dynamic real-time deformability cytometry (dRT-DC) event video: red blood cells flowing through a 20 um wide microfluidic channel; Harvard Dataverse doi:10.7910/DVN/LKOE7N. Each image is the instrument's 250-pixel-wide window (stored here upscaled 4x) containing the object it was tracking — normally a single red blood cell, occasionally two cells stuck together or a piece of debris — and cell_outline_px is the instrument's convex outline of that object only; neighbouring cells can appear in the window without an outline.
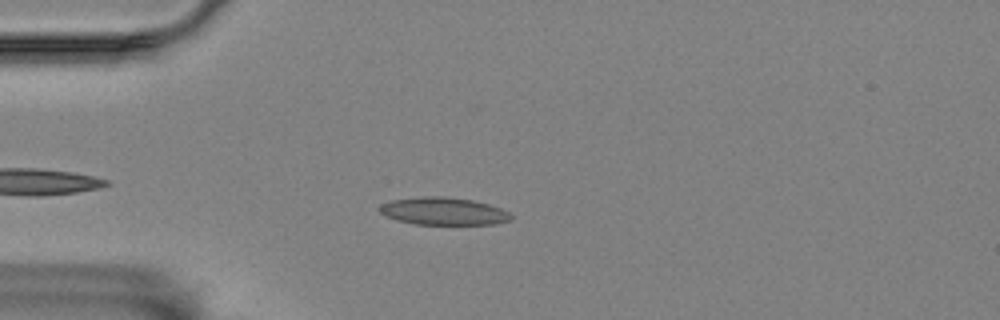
{"species": "Egyptian fruit bat (a non-hibernating species)", "species_latin": "Rousettus aegyptiacus", "temperature_condition": "room temperature", "stored_images_in_passage": 44, "camera_frame_rate_fps": 3000, "um_per_image_px": 0.085, "animal": {"sex": "female"}, "frame": {"image": 1, "passage_image": 6, "time_ms": 1.667, "image_size_px": [1000, 320], "cell_outline_px": [[512, 220], [496, 224], [416, 224], [396, 220], [380, 212], [376, 208], [380, 204], [388, 200], [424, 196], [444, 196], [472, 200], [488, 204], [500, 208], [508, 212], [512, 216]], "centroid_in_image_um": [37.66, 17.94], "position_along_channel_um": 47.3, "area_um2": 21.21}}
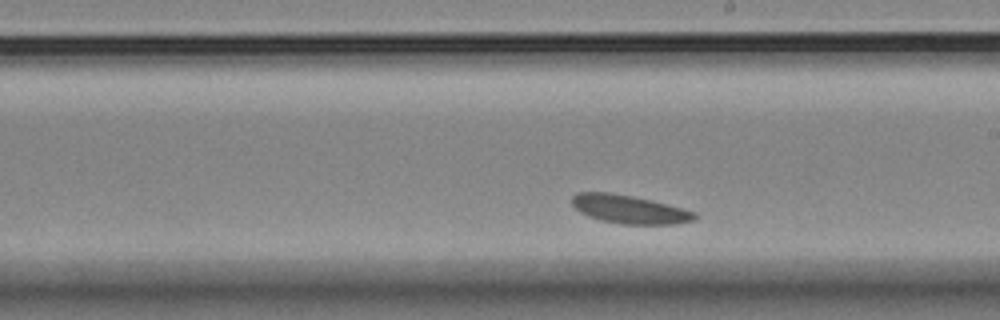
{"frame": {"image": 2, "passage_image": 25, "time_ms": 8.0, "image_size_px": [1000, 320], "cell_outline_px": [[696, 220], [676, 224], [620, 224], [600, 220], [588, 216], [580, 212], [572, 204], [572, 196], [576, 192], [608, 192], [632, 196], [652, 200], [668, 204], [696, 212]], "centroid_in_image_um": [53.5, 17.79], "position_along_channel_um": 235.5, "area_um2": 20.4}}
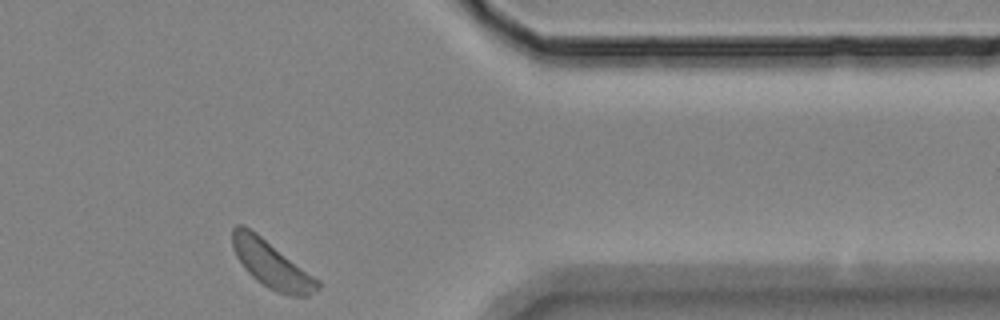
{"frame": {"image": 3, "passage_image": 41, "time_ms": 13.333, "image_size_px": [1000, 320], "cell_outline_px": [[320, 288], [308, 296], [288, 296], [276, 292], [268, 288], [256, 280], [244, 268], [236, 256], [232, 248], [232, 228], [236, 224], [244, 224], [256, 232], [320, 280]], "centroid_in_image_um": [23.07, 22.47], "position_along_channel_um": 388.3, "area_um2": 23.52}, "authors_computed_cell_mechanics": {"area_um2": 20.6924, "velocity_mm_per_s": 3.19, "shape_relaxation_time_tau1_ms": 2.3663, "shape_relaxation_time_tau2_ms": null, "deformation_change_tau1": 0.0674, "deformation_change_tau2": null}}